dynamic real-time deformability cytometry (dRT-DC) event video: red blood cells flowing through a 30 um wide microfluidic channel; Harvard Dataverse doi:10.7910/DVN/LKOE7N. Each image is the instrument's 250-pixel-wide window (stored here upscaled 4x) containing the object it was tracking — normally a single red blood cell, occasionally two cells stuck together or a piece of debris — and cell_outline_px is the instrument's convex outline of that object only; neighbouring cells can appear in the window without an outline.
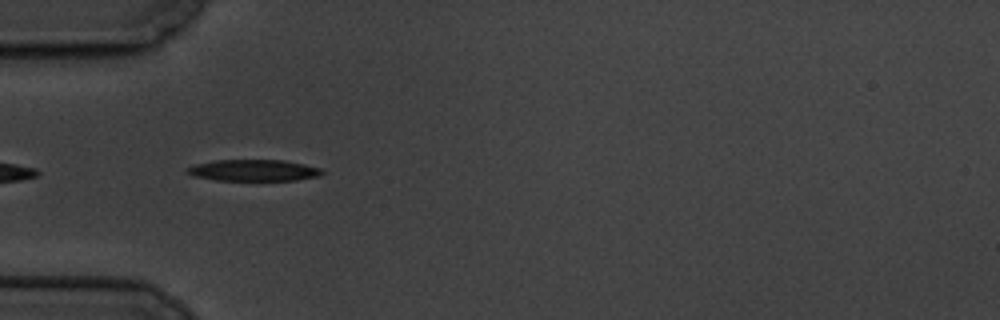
{"species": "common noctule bat (a hibernating species)", "species_latin": "Nyctalus noctula", "temperature_condition": "cold", "stored_images_in_passage": 7, "camera_frame_rate_fps": 3000, "um_per_image_px": 0.085, "animal": {"sex": "male", "body_mass_g": 19.5, "forearm_length_mm": 54.6}, "frame": {"image": 1, "passage_image": 6, "time_ms": 5.667, "image_size_px": [1000, 320], "cell_outline_px": [[324, 172], [320, 176], [296, 180], [216, 180], [196, 176], [188, 172], [184, 168], [196, 164], [216, 160], [284, 160], [304, 164], [320, 168]], "centroid_in_image_um": [21.59, 14.47], "position_along_channel_um": 63.4, "area_um2": 16.7}}
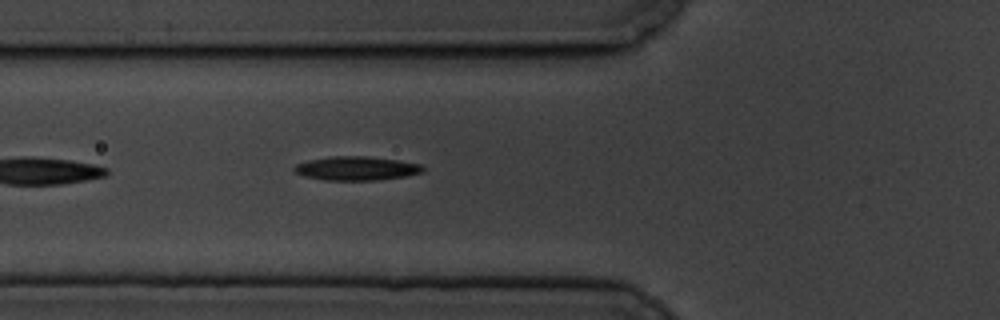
{"frame": {"image": 2, "passage_image": 7, "time_ms": 6.667, "image_size_px": [1000, 320], "cell_outline_px": [[424, 172], [408, 176], [376, 180], [324, 180], [304, 176], [296, 172], [292, 168], [296, 164], [308, 160], [328, 156], [368, 156], [400, 160], [420, 164], [424, 168]], "centroid_in_image_um": [30.31, 14.3], "position_along_channel_um": 95.5, "area_um2": 18.09}}